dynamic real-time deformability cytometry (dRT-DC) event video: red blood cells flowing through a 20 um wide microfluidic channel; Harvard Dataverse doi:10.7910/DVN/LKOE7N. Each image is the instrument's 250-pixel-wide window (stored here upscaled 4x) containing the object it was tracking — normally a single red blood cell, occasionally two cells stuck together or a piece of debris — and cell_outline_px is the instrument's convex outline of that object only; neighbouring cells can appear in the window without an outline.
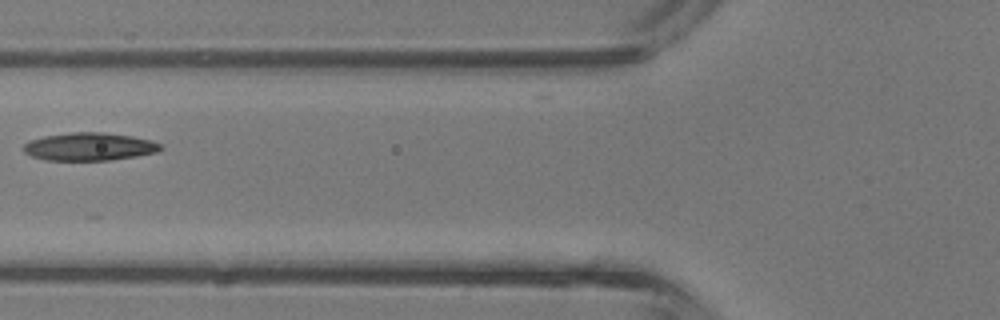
{"species": "common noctule bat (a hibernating species)", "species_latin": "Nyctalus noctula", "temperature_condition": "room temperature", "stored_images_in_passage": 15, "camera_frame_rate_fps": 3000, "um_per_image_px": 0.085, "animal": {"sex": "male", "body_mass_g": 13.3}, "frame": {"image": 1, "passage_image": 2, "time_ms": 0.333, "image_size_px": [1000, 320], "cell_outline_px": [[164, 148], [156, 152], [136, 156], [108, 160], [44, 160], [32, 156], [24, 152], [24, 144], [28, 140], [44, 136], [72, 132], [100, 132], [132, 136], [152, 140], [160, 144]], "centroid_in_image_um": [7.58, 12.46], "position_along_channel_um": 118.2, "area_um2": 22.25}}
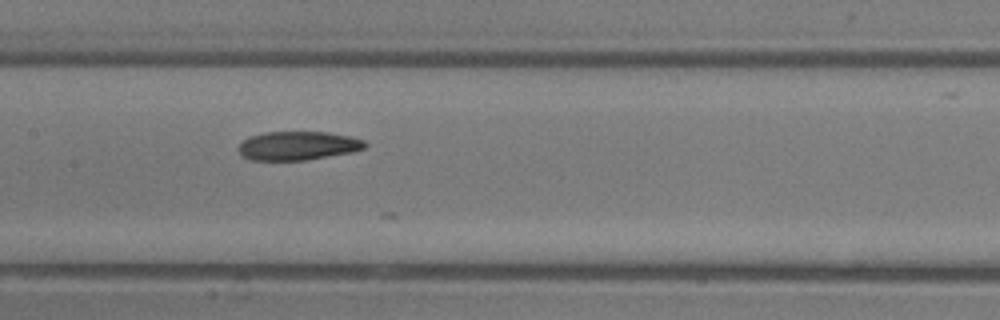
{"frame": {"image": 2, "passage_image": 6, "time_ms": 1.667, "image_size_px": [1000, 320], "cell_outline_px": [[368, 144], [364, 148], [352, 152], [304, 160], [252, 160], [244, 156], [236, 148], [248, 136], [264, 132], [328, 132], [352, 136], [364, 140]], "centroid_in_image_um": [25.33, 12.37], "position_along_channel_um": 182.1, "area_um2": 21.21}}
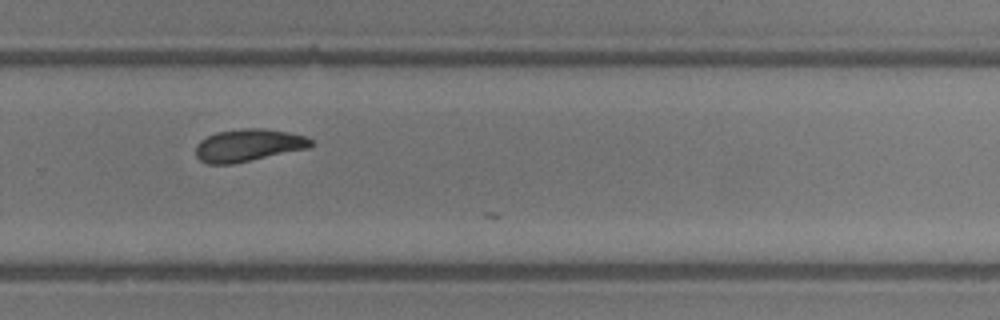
{"frame": {"image": 3, "passage_image": 14, "time_ms": 4.333, "image_size_px": [1000, 320], "cell_outline_px": [[316, 144], [308, 148], [232, 164], [208, 164], [200, 160], [196, 156], [196, 144], [200, 140], [216, 132], [244, 128], [260, 128], [288, 132], [304, 136], [312, 140]], "centroid_in_image_um": [21.1, 12.34], "position_along_channel_um": 308.7, "area_um2": 21.68}}